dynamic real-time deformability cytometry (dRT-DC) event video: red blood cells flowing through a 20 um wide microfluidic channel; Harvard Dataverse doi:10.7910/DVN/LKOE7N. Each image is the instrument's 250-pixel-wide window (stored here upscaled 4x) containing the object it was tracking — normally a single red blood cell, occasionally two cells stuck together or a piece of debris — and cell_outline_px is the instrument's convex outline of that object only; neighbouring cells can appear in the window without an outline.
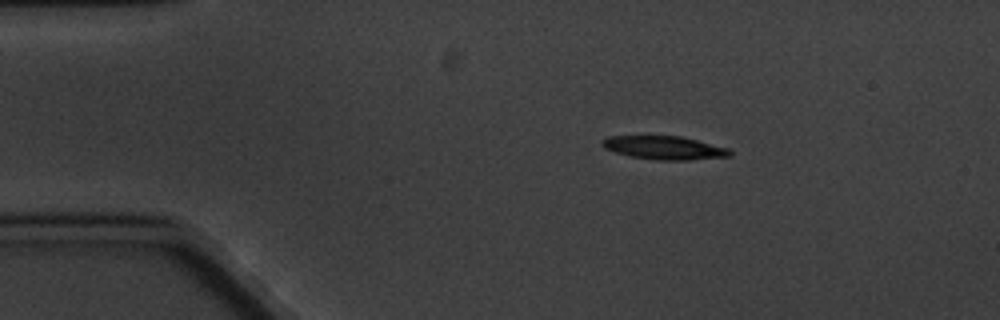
{"species": "common noctule bat (a hibernating species)", "species_latin": "Nyctalus noctula", "temperature_condition": "cold", "stored_images_in_passage": 3, "camera_frame_rate_fps": 3000, "um_per_image_px": 0.085, "animal": {"sex": "male", "body_mass_g": 20.1, "forearm_length_mm": 53.5}, "frame": {"image": 1, "passage_image": 2, "time_ms": 1.0, "image_size_px": [1000, 320], "cell_outline_px": [[732, 156], [688, 160], [656, 160], [632, 156], [616, 152], [604, 148], [600, 144], [600, 140], [608, 136], [684, 136], [728, 148], [732, 152]], "centroid_in_image_um": [56.47, 12.55], "position_along_channel_um": 28.5, "area_um2": 17.51}}